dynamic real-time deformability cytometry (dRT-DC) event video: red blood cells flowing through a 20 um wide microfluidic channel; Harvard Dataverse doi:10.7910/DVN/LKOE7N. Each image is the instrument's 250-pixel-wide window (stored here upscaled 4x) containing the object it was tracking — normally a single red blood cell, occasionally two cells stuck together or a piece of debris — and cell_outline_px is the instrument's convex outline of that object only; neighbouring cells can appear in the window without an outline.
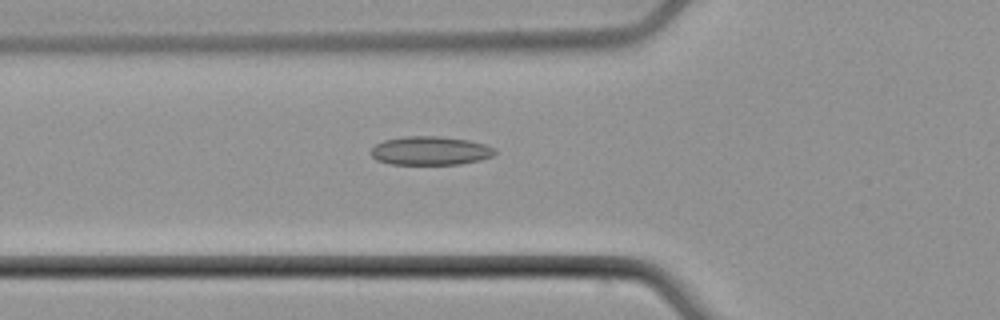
{"species": "common noctule bat (a hibernating species)", "species_latin": "Nyctalus noctula", "temperature_condition": "cold", "stored_images_in_passage": 13, "camera_frame_rate_fps": 3000, "um_per_image_px": 0.085, "animal": {"sex": "male", "body_mass_g": 21.5, "forearm_length_mm": 52.0}, "frame": {"image": 1, "passage_image": 2, "time_ms": 0.333, "image_size_px": [1000, 320], "cell_outline_px": [[496, 152], [492, 156], [480, 160], [460, 164], [392, 164], [376, 160], [368, 152], [376, 144], [384, 140], [404, 136], [440, 136], [468, 140], [484, 144], [496, 148]], "centroid_in_image_um": [36.56, 12.81], "position_along_channel_um": 89.2, "area_um2": 20.81}}
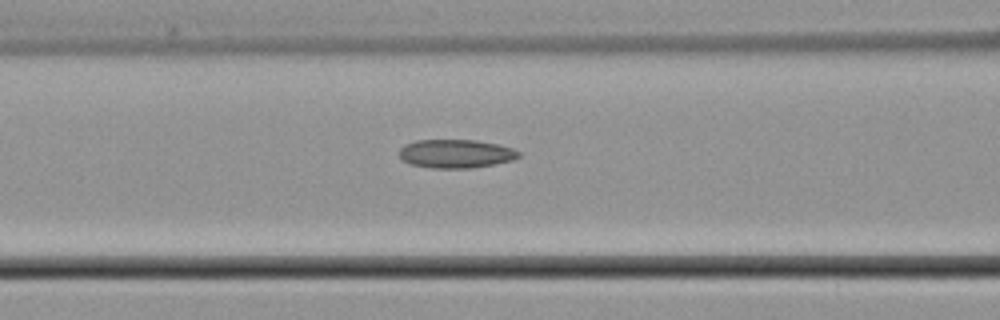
{"frame": {"image": 2, "passage_image": 5, "time_ms": 1.333, "image_size_px": [1000, 320], "cell_outline_px": [[520, 156], [512, 160], [472, 168], [432, 168], [412, 164], [400, 160], [400, 148], [404, 144], [416, 140], [476, 140], [496, 144], [512, 148], [520, 152]], "centroid_in_image_um": [38.71, 13.06], "position_along_channel_um": 127.9, "area_um2": 19.83}}
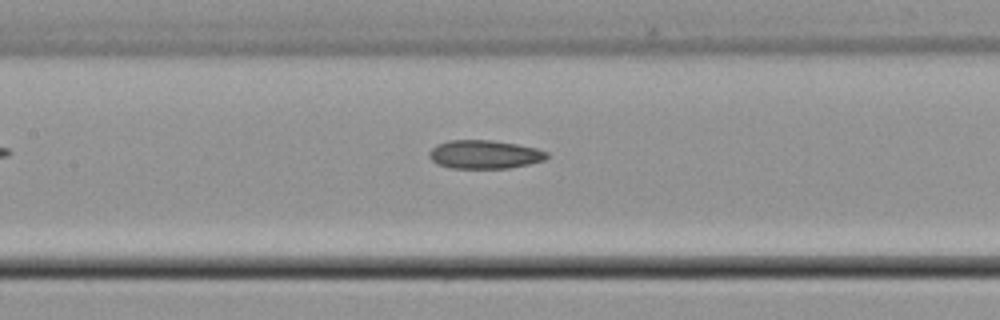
{"frame": {"image": 3, "passage_image": 8, "time_ms": 2.333, "image_size_px": [1000, 320], "cell_outline_px": [[548, 156], [544, 160], [528, 164], [508, 168], [452, 168], [436, 164], [428, 156], [428, 152], [436, 144], [448, 140], [492, 140], [516, 144], [536, 148], [548, 152]], "centroid_in_image_um": [41.15, 13.12], "position_along_channel_um": 166.3, "area_um2": 19.59}}